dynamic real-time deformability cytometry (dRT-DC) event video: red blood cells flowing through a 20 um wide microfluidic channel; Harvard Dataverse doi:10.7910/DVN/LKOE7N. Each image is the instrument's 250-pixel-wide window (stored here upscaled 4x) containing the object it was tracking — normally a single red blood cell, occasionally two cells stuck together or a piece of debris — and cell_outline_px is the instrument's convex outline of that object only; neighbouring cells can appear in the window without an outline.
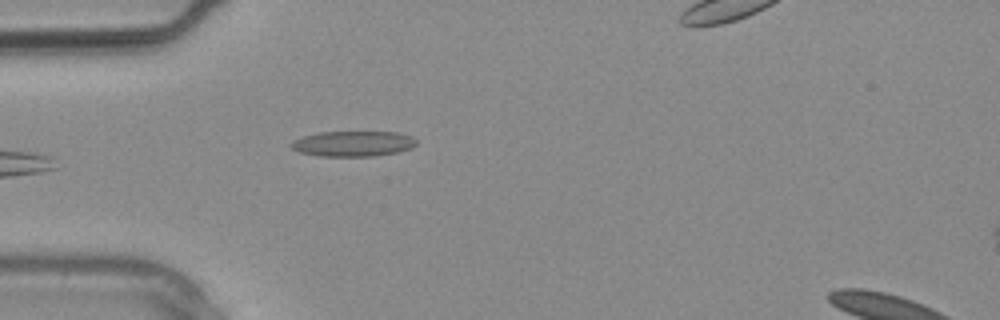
{"species": "common noctule bat (a hibernating species)", "species_latin": "Nyctalus noctula", "temperature_condition": "warm", "stored_images_in_passage": 3, "camera_frame_rate_fps": 3000, "um_per_image_px": 0.085, "animal": {"sex": "male", "body_mass_g": 20.4}, "frame": {"image": 1, "passage_image": 2, "time_ms": 0.333, "image_size_px": [1000, 320], "cell_outline_px": [[416, 144], [412, 148], [396, 152], [376, 156], [320, 156], [300, 152], [292, 148], [288, 144], [292, 140], [304, 136], [320, 132], [396, 132], [412, 136], [416, 140]], "centroid_in_image_um": [30.0, 12.21], "position_along_channel_um": 55.0, "area_um2": 18.55}}